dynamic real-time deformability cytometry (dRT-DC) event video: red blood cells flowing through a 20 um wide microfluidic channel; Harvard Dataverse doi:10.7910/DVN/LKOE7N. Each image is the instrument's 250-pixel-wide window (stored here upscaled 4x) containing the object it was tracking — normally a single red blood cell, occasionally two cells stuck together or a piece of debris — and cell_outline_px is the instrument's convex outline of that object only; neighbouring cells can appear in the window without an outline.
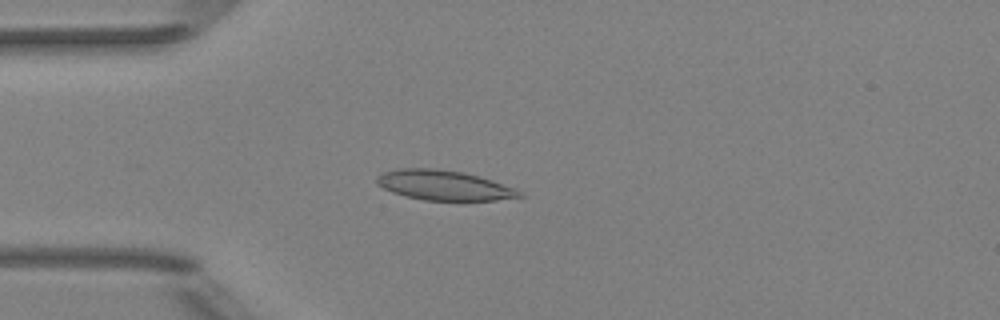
{"species": "Egyptian fruit bat (a non-hibernating species)", "species_latin": "Rousettus aegyptiacus", "temperature_condition": "room temperature", "stored_images_in_passage": 5, "camera_frame_rate_fps": 3000, "um_per_image_px": 0.085, "animal": {"sex": "female"}, "frame": {"image": 1, "passage_image": 4, "time_ms": 4.333, "image_size_px": [1000, 320], "cell_outline_px": [[524, 196], [496, 200], [424, 200], [404, 196], [392, 192], [376, 184], [376, 176], [380, 172], [396, 168], [432, 168], [464, 172], [480, 176], [516, 188], [524, 192]], "centroid_in_image_um": [37.72, 15.74], "position_along_channel_um": 47.3, "area_um2": 25.14}}